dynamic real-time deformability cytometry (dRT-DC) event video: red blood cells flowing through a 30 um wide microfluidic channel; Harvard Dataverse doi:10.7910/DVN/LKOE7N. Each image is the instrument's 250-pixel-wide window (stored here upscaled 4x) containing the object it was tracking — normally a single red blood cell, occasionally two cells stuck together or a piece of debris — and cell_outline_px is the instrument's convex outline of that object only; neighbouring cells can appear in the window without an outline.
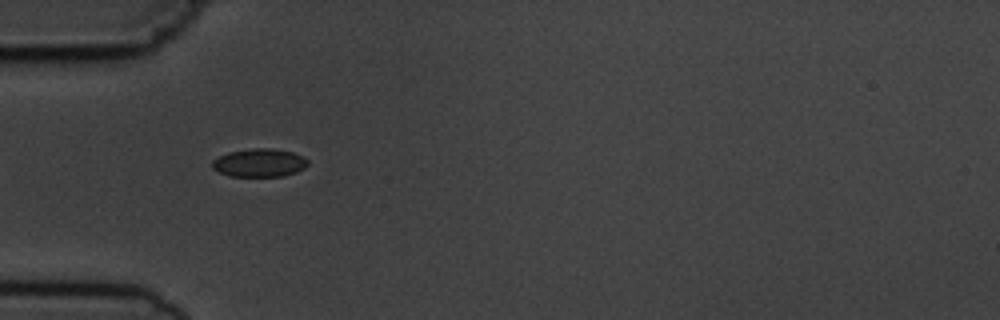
{"species": "common noctule bat (a hibernating species)", "species_latin": "Nyctalus noctula", "temperature_condition": "cold", "stored_images_in_passage": 8, "segment_of_instrument_passage": [2, 2], "camera_frame_rate_fps": 3000, "um_per_image_px": 0.085, "animal": {"sex": "male", "body_mass_g": 19.5, "forearm_length_mm": 54.6}, "frame": {"image": 1, "passage_image": 5, "time_ms": 4.333, "image_size_px": [1000, 320], "cell_outline_px": [[308, 164], [304, 168], [296, 172], [284, 176], [228, 176], [212, 168], [212, 160], [228, 152], [252, 148], [272, 148], [292, 152], [308, 160]], "centroid_in_image_um": [22.03, 13.84], "position_along_channel_um": 63.0, "area_um2": 15.66}}
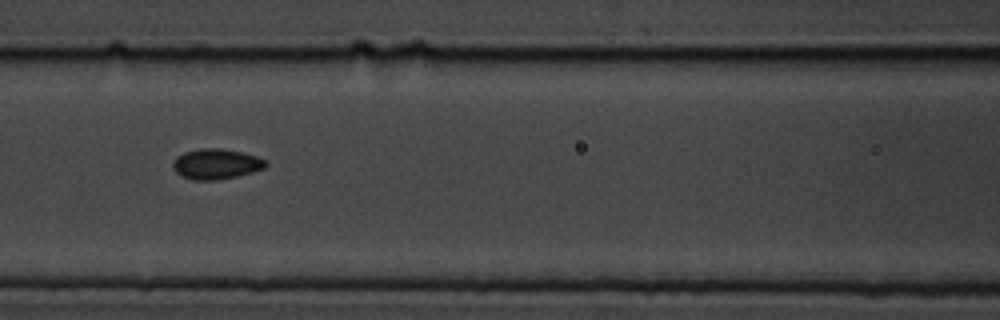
{"frame": {"image": 2, "passage_image": 7, "time_ms": 6.667, "image_size_px": [1000, 320], "cell_outline_px": [[268, 164], [264, 168], [252, 172], [236, 176], [216, 180], [192, 180], [180, 176], [172, 168], [172, 160], [176, 156], [184, 152], [200, 148], [220, 148], [240, 152], [256, 156], [264, 160]], "centroid_in_image_um": [18.31, 13.94], "position_along_channel_um": 148.3, "area_um2": 16.47}}
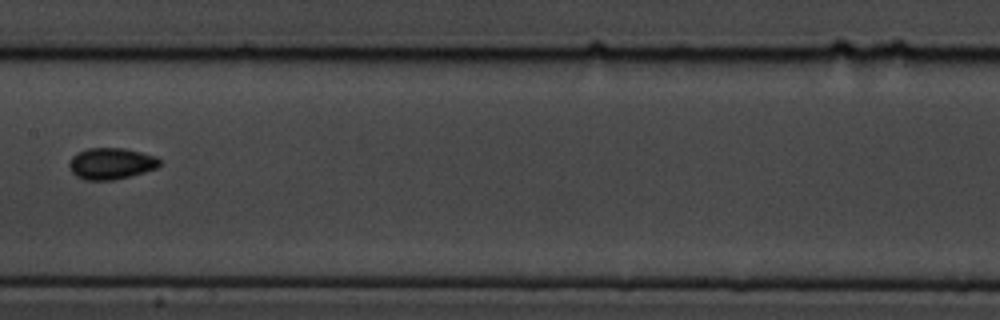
{"frame": {"image": 3, "passage_image": 8, "time_ms": 8.0, "image_size_px": [1000, 320], "cell_outline_px": [[160, 164], [156, 168], [144, 172], [112, 180], [84, 180], [76, 176], [72, 172], [68, 164], [72, 156], [76, 152], [88, 148], [124, 148], [156, 156], [160, 160]], "centroid_in_image_um": [9.41, 13.89], "position_along_channel_um": 198.0, "area_um2": 16.53}}